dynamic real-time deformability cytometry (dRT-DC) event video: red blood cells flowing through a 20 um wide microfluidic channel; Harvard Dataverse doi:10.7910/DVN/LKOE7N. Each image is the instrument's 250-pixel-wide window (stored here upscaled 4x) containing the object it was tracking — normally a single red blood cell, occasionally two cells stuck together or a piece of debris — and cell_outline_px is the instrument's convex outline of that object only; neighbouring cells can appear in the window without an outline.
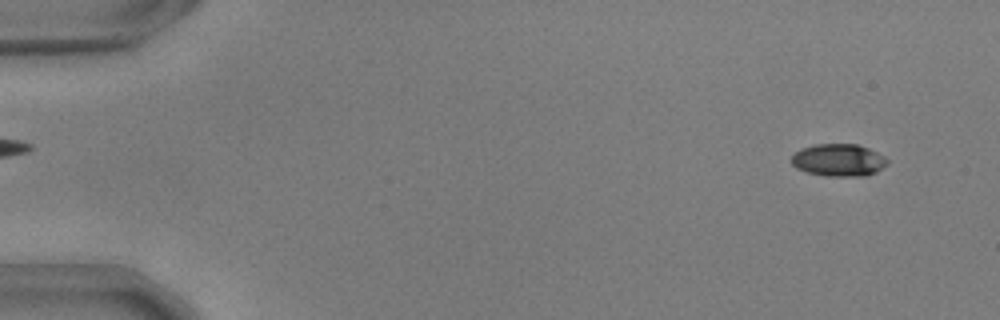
{"species": "common noctule bat (a hibernating species)", "species_latin": "Nyctalus noctula", "temperature_condition": "warm", "stored_images_in_passage": 55, "camera_frame_rate_fps": 3000, "um_per_image_px": 0.085, "animal": {"sex": "male", "body_mass_g": 17.9, "forearm_length_mm": 54.2}, "frame": {"image": 1, "passage_image": 4, "time_ms": 1.0, "image_size_px": [1000, 320], "cell_outline_px": [[888, 164], [876, 172], [868, 176], [824, 176], [808, 172], [796, 168], [792, 164], [792, 156], [800, 148], [816, 144], [856, 144], [868, 148], [884, 156], [888, 160]], "centroid_in_image_um": [71.29, 13.61], "position_along_channel_um": 13.7, "area_um2": 18.15}}
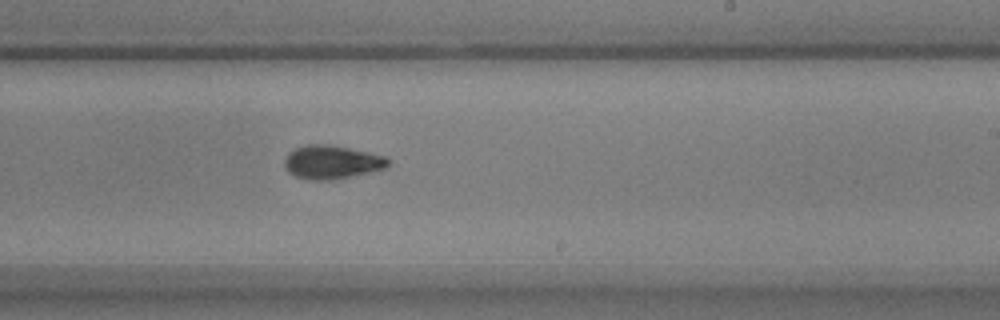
{"frame": {"image": 2, "passage_image": 34, "time_ms": 11.0, "image_size_px": [1000, 320], "cell_outline_px": [[388, 164], [384, 168], [368, 172], [332, 180], [308, 180], [296, 176], [288, 172], [284, 168], [284, 160], [288, 152], [296, 148], [308, 144], [332, 144], [368, 152], [384, 156], [388, 160]], "centroid_in_image_um": [28.14, 13.77], "position_along_channel_um": 260.9, "area_um2": 20.17}}
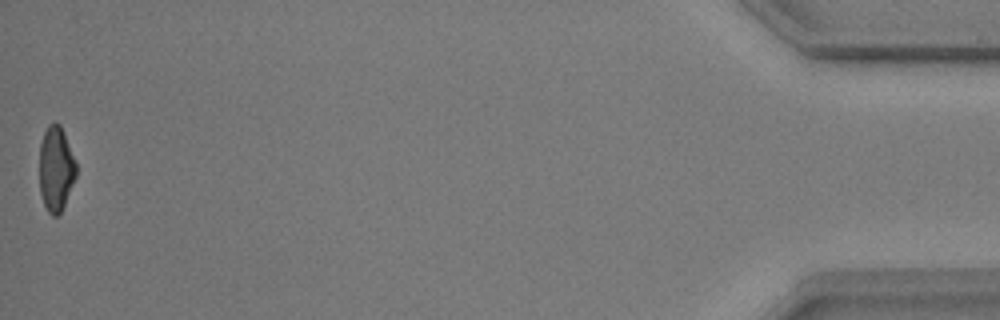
{"frame": {"image": 3, "passage_image": 55, "time_ms": 18.0, "image_size_px": [1000, 320], "cell_outline_px": [[76, 176], [64, 204], [60, 212], [56, 216], [52, 216], [48, 212], [44, 204], [40, 192], [40, 144], [44, 132], [48, 124], [52, 120], [56, 120], [60, 124], [76, 164]], "centroid_in_image_um": [4.74, 14.31], "position_along_channel_um": 430.5, "area_um2": 17.98}, "authors_computed_cell_mechanics": {"area_um2": 19.3052, "velocity_mm_per_s": 3.7096, "shape_relaxation_time_tau1_ms": 3.3259, "shape_relaxation_time_tau2_ms": 4.149, "deformation_change_tau1": 0.1461, "deformation_change_tau2": 0.0964}}